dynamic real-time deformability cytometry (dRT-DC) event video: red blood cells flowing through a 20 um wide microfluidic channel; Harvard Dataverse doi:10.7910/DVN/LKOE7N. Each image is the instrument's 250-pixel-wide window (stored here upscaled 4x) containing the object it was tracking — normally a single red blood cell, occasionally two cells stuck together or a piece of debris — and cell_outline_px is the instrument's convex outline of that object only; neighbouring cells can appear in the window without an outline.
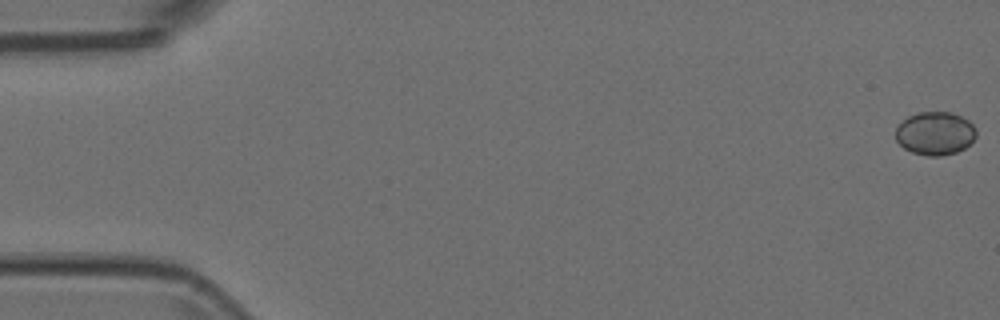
{"species": "Egyptian fruit bat (a non-hibernating species)", "species_latin": "Rousettus aegyptiacus", "temperature_condition": "room temperature", "stored_images_in_passage": 16, "camera_frame_rate_fps": 3000, "um_per_image_px": 0.085, "animal": {"sex": "female"}, "frame": {"image": 1, "passage_image": 1, "time_ms": 0.0, "image_size_px": [1000, 320], "cell_outline_px": [[976, 136], [964, 148], [956, 152], [940, 156], [928, 156], [912, 152], [904, 148], [896, 140], [896, 128], [908, 116], [920, 112], [952, 112], [968, 120], [976, 128]], "centroid_in_image_um": [79.49, 11.33], "position_along_channel_um": 5.5, "area_um2": 20.17}}
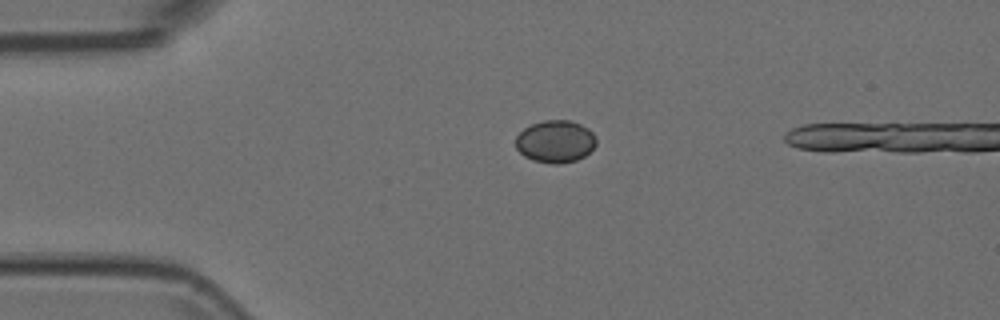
{"frame": {"image": 2, "passage_image": 13, "time_ms": 4.0, "image_size_px": [1000, 320], "cell_outline_px": [[596, 144], [584, 156], [576, 160], [560, 164], [552, 164], [532, 160], [524, 156], [516, 148], [516, 136], [524, 128], [532, 124], [544, 120], [568, 120], [580, 124], [588, 128], [596, 136]], "centroid_in_image_um": [47.2, 12.03], "position_along_channel_um": 37.8, "area_um2": 19.88}}